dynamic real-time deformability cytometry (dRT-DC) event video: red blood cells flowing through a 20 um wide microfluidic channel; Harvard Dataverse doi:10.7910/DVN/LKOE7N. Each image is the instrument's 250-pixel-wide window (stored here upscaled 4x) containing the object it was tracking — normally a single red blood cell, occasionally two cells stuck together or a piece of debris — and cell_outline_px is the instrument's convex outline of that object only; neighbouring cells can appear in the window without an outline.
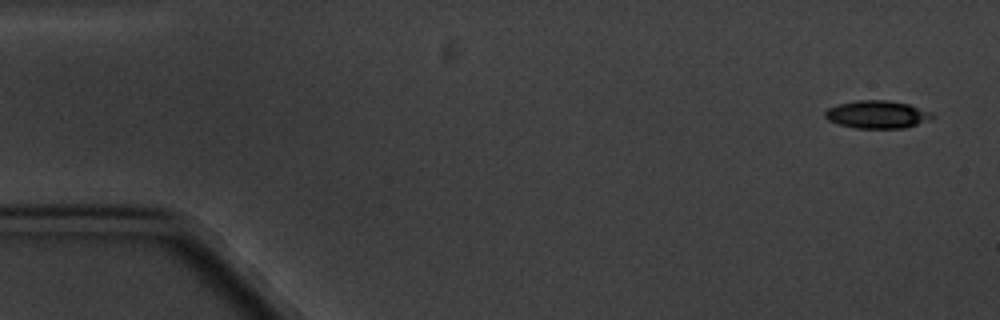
{"species": "common noctule bat (a hibernating species)", "species_latin": "Nyctalus noctula", "temperature_condition": "cold", "stored_images_in_passage": 4, "camera_frame_rate_fps": 3000, "um_per_image_px": 0.085, "animal": {"sex": "male", "body_mass_g": 20.1, "forearm_length_mm": 53.5}, "frame": {"image": 1, "passage_image": 1, "time_ms": 0.0, "image_size_px": [1000, 320], "cell_outline_px": [[936, 116], [916, 124], [904, 128], [856, 128], [836, 124], [828, 120], [824, 116], [824, 112], [828, 108], [840, 104], [856, 100], [888, 100], [908, 104], [932, 112]], "centroid_in_image_um": [74.53, 9.73], "position_along_channel_um": 10.5, "area_um2": 17.28}}
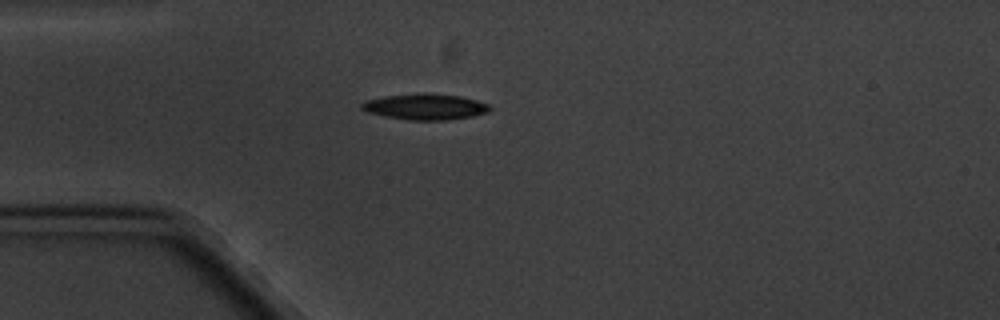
{"frame": {"image": 2, "passage_image": 4, "time_ms": 4.333, "image_size_px": [1000, 320], "cell_outline_px": [[492, 108], [488, 112], [472, 116], [448, 120], [408, 120], [384, 116], [368, 112], [360, 108], [360, 104], [364, 100], [384, 96], [420, 92], [428, 92], [460, 96], [476, 100], [488, 104]], "centroid_in_image_um": [36.12, 9.06], "position_along_channel_um": 48.9, "area_um2": 19.65}}